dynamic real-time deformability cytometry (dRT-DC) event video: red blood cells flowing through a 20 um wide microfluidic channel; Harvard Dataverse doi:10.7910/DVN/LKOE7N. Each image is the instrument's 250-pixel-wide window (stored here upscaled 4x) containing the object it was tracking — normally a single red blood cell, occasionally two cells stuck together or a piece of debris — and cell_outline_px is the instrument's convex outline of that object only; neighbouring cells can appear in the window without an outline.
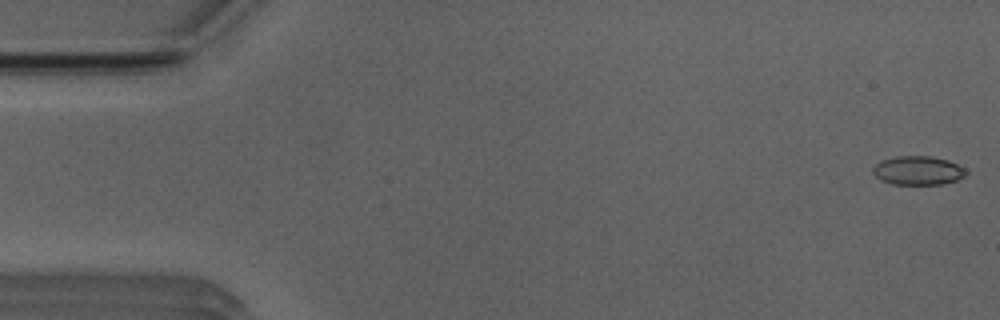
{"species": "Egyptian fruit bat (a non-hibernating species)", "species_latin": "Rousettus aegyptiacus", "temperature_condition": "room temperature", "stored_images_in_passage": 52, "camera_frame_rate_fps": 3000, "um_per_image_px": 0.085, "animal": {"sex": "male"}, "frame": {"image": 1, "passage_image": 1, "time_ms": 0.0, "image_size_px": [1000, 320], "cell_outline_px": [[968, 172], [964, 176], [956, 180], [944, 184], [892, 184], [880, 180], [872, 172], [872, 168], [880, 160], [896, 156], [928, 156], [948, 160], [964, 168]], "centroid_in_image_um": [78.0, 14.49], "position_along_channel_um": 7.0, "area_um2": 15.66}}
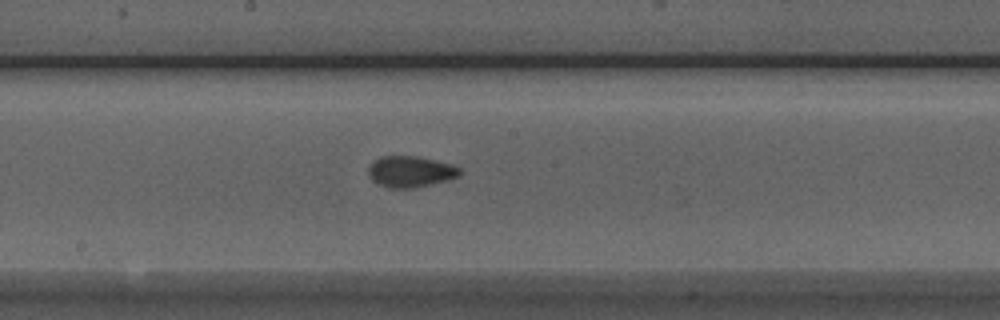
{"frame": {"image": 2, "passage_image": 27, "time_ms": 8.667, "image_size_px": [1000, 320], "cell_outline_px": [[460, 176], [412, 188], [388, 188], [372, 180], [368, 172], [368, 168], [380, 156], [416, 156], [452, 164], [460, 168]], "centroid_in_image_um": [34.88, 14.58], "position_along_channel_um": 213.3, "area_um2": 16.24}}
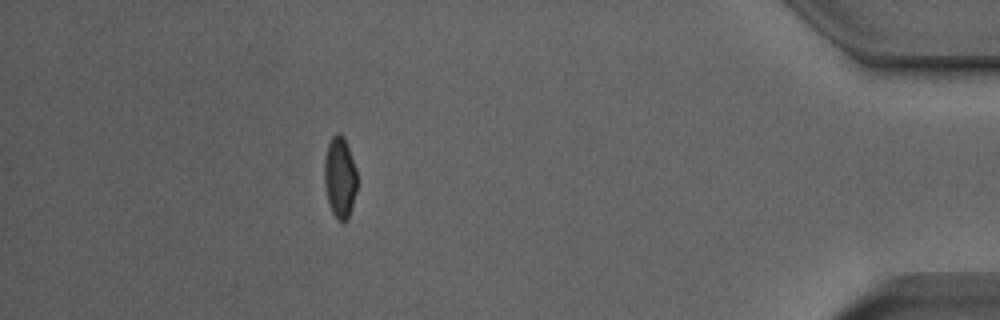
{"frame": {"image": 3, "passage_image": 46, "time_ms": 15.0, "image_size_px": [1000, 320], "cell_outline_px": [[356, 192], [348, 220], [344, 224], [332, 212], [328, 204], [324, 184], [324, 160], [328, 144], [332, 136], [336, 132], [340, 132], [344, 136], [356, 168]], "centroid_in_image_um": [28.88, 15.07], "position_along_channel_um": 406.3, "area_um2": 15.66}, "authors_computed_cell_mechanics": {"area_um2": 15.8661, "velocity_mm_per_s": 3.9404, "shape_relaxation_time_tau1_ms": 4.6323, "shape_relaxation_time_tau2_ms": 1.6064, "deformation_change_tau1": 0.114, "deformation_change_tau2": 0.0569}}